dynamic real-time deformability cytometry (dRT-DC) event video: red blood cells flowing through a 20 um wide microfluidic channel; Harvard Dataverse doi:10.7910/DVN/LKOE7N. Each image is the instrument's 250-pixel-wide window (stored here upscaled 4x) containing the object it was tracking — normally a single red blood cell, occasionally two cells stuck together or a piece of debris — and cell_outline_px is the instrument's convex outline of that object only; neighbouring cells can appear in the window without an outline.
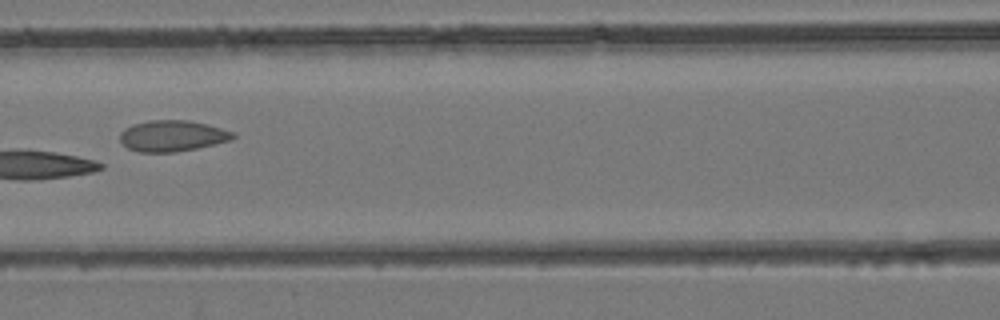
{"species": "common noctule bat (a hibernating species)", "species_latin": "Nyctalus noctula", "temperature_condition": "room temperature", "stored_images_in_passage": 8, "camera_frame_rate_fps": 3000, "um_per_image_px": 0.085, "animal": {"sex": "female", "body_mass_g": 24.6, "forearm_length_mm": 56.2}, "frame": {"image": 1, "passage_image": 7, "time_ms": 7.0, "image_size_px": [1000, 320], "cell_outline_px": [[236, 136], [232, 140], [196, 148], [176, 152], [140, 152], [128, 148], [120, 140], [120, 132], [124, 128], [132, 124], [148, 120], [188, 120], [208, 124], [232, 132]], "centroid_in_image_um": [14.63, 11.54], "position_along_channel_um": 152.0, "area_um2": 20.46}}
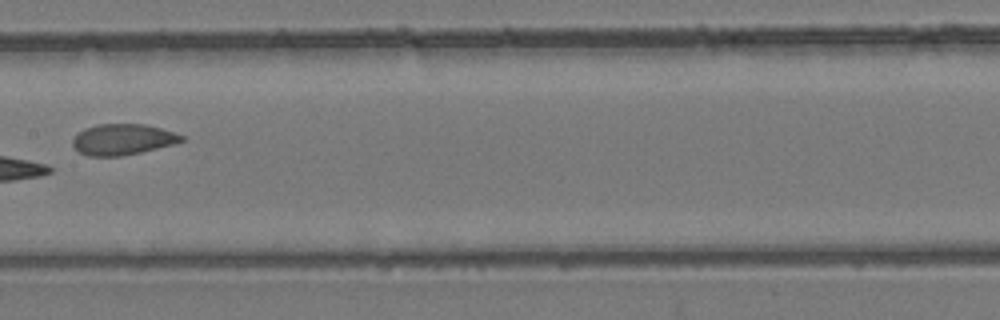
{"frame": {"image": 2, "passage_image": 8, "time_ms": 8.0, "image_size_px": [1000, 320], "cell_outline_px": [[184, 140], [172, 144], [140, 152], [120, 156], [88, 156], [80, 152], [72, 144], [72, 140], [76, 132], [84, 128], [100, 124], [144, 124], [160, 128], [184, 136]], "centroid_in_image_um": [10.38, 11.84], "position_along_channel_um": 197.0, "area_um2": 19.42}}